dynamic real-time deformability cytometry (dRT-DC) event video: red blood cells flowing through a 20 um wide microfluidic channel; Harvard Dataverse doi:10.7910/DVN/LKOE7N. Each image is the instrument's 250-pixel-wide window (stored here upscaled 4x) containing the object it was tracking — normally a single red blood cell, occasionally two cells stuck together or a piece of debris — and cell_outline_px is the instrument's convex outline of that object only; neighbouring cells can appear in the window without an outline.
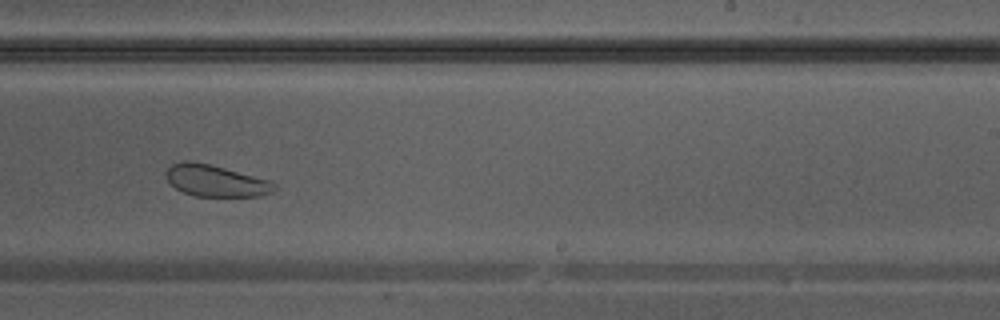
{"species": "Egyptian fruit bat (a non-hibernating species)", "species_latin": "Rousettus aegyptiacus", "temperature_condition": "warm", "stored_images_in_passage": 35, "camera_frame_rate_fps": 3000, "um_per_image_px": 0.085, "animal": {"sex": "male"}, "frame": {"image": 1, "passage_image": 20, "time_ms": 6.333, "image_size_px": [1000, 320], "cell_outline_px": [[276, 188], [272, 192], [260, 196], [196, 196], [184, 192], [176, 188], [164, 176], [164, 172], [172, 164], [180, 160], [192, 160], [212, 164], [272, 180], [276, 184]], "centroid_in_image_um": [18.34, 15.33], "position_along_channel_um": 270.7, "area_um2": 20.35}}